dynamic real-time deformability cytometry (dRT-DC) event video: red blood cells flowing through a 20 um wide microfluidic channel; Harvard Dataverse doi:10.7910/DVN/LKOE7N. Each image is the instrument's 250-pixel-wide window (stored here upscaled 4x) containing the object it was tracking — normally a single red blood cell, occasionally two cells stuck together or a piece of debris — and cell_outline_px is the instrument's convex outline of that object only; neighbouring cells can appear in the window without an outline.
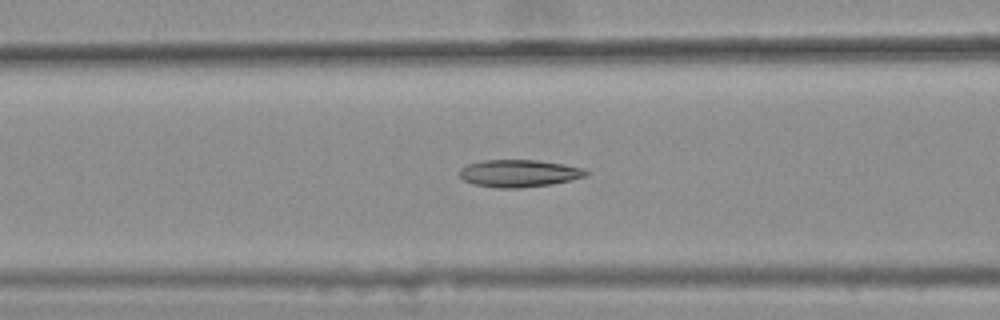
{"species": "common noctule bat (a hibernating species)", "species_latin": "Nyctalus noctula", "temperature_condition": "warm", "stored_images_in_passage": 33, "camera_frame_rate_fps": 3000, "um_per_image_px": 0.085, "animal": {"sex": "female", "body_mass_g": 25.1}, "frame": {"image": 1, "passage_image": 7, "time_ms": 2.0, "image_size_px": [1000, 320], "cell_outline_px": [[588, 172], [584, 176], [572, 180], [552, 184], [520, 188], [496, 188], [472, 184], [464, 180], [460, 176], [460, 168], [468, 164], [484, 160], [536, 160], [560, 164], [580, 168]], "centroid_in_image_um": [44.05, 14.74], "position_along_channel_um": 122.5, "area_um2": 19.94}}
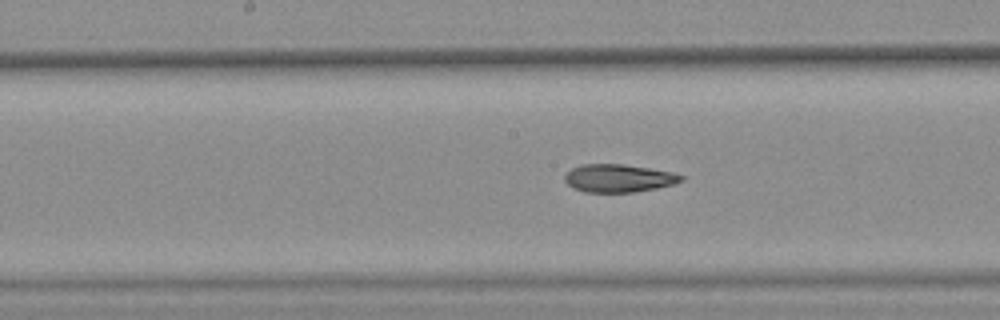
{"frame": {"image": 2, "passage_image": 13, "time_ms": 4.0, "image_size_px": [1000, 320], "cell_outline_px": [[684, 180], [672, 184], [656, 188], [632, 192], [584, 192], [572, 188], [564, 180], [564, 176], [572, 168], [584, 164], [620, 164], [648, 168], [672, 172], [684, 176]], "centroid_in_image_um": [52.56, 15.15], "position_along_channel_um": 195.6, "area_um2": 18.79}}
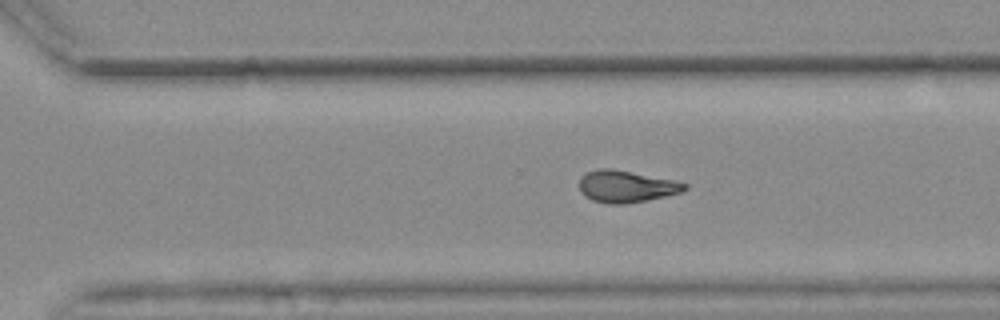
{"frame": {"image": 3, "passage_image": 23, "time_ms": 7.333, "image_size_px": [1000, 320], "cell_outline_px": [[688, 188], [680, 192], [664, 196], [624, 204], [608, 204], [592, 200], [584, 196], [580, 192], [580, 180], [588, 172], [600, 168], [612, 168], [672, 180], [688, 184]], "centroid_in_image_um": [53.2, 15.85], "position_along_channel_um": 317.4, "area_um2": 19.25}, "authors_computed_cell_mechanics": {"area_um2": 19.1896, "velocity_mm_per_s": 3.6574, "shape_relaxation_time_tau1_ms": null, "shape_relaxation_time_tau2_ms": 2.3909, "deformation_change_tau1": null, "deformation_change_tau2": 0.0958}}